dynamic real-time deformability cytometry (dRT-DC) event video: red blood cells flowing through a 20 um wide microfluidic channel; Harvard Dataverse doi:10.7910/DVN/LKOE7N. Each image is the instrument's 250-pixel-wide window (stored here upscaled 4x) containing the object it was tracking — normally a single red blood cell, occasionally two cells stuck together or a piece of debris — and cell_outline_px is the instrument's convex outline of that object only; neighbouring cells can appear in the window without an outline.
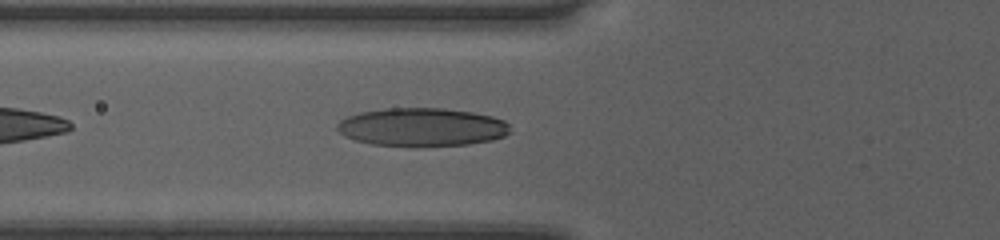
{"species": "human", "species_latin": "Homo sapiens", "temperature_condition": "room temperature", "stored_images_in_passage": 34, "camera_frame_rate_fps": 3000, "um_per_image_px": 0.085, "donor": {"sex": "female"}, "frame": {"image": 1, "passage_image": 4, "time_ms": 1.0, "image_size_px": [1000, 240], "cell_outline_px": [[512, 132], [504, 136], [492, 140], [468, 144], [424, 148], [416, 148], [372, 144], [356, 140], [344, 136], [336, 128], [336, 124], [340, 120], [348, 116], [360, 112], [384, 108], [444, 108], [472, 112], [492, 116], [504, 120], [508, 124]], "centroid_in_image_um": [35.87, 10.83], "position_along_channel_um": 89.9, "area_um2": 39.42}}
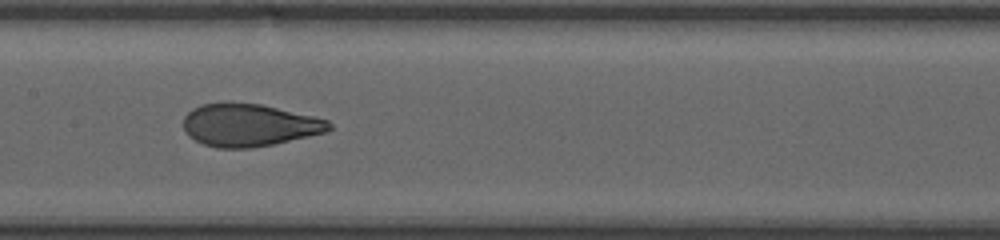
{"frame": {"image": 2, "passage_image": 11, "time_ms": 3.333, "image_size_px": [1000, 240], "cell_outline_px": [[332, 128], [328, 132], [272, 144], [252, 148], [216, 148], [204, 144], [188, 136], [184, 132], [184, 116], [192, 108], [200, 104], [260, 104], [312, 116], [328, 120], [332, 124]], "centroid_in_image_um": [21.18, 10.66], "position_along_channel_um": 186.2, "area_um2": 35.72}}
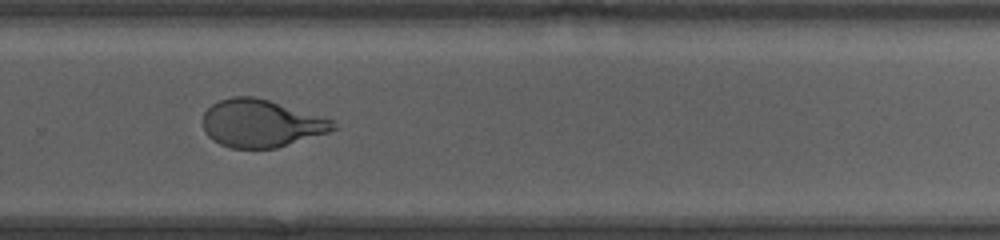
{"frame": {"image": 3, "passage_image": 20, "time_ms": 6.333, "image_size_px": [1000, 240], "cell_outline_px": [[340, 128], [328, 132], [276, 148], [232, 148], [220, 144], [212, 140], [204, 132], [204, 112], [212, 104], [220, 100], [232, 96], [252, 96], [268, 100], [332, 120]], "centroid_in_image_um": [22.17, 10.49], "position_along_channel_um": 307.6, "area_um2": 35.78}}